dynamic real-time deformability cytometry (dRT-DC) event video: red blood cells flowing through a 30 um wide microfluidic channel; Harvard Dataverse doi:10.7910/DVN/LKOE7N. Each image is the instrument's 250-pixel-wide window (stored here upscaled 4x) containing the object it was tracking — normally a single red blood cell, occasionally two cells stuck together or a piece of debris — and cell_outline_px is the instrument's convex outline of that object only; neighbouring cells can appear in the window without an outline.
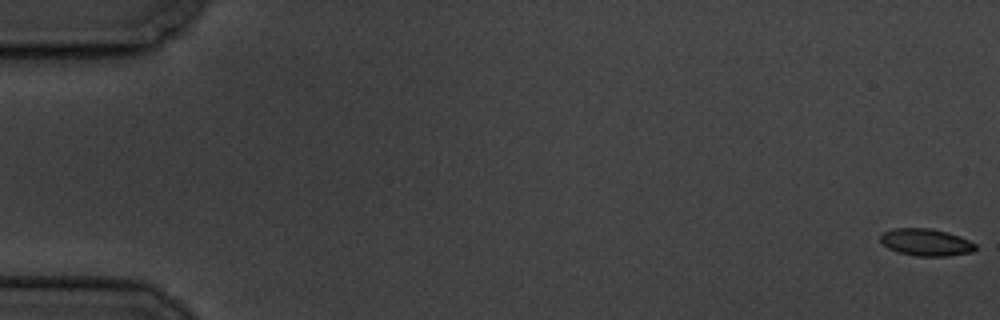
{"species": "common noctule bat (a hibernating species)", "species_latin": "Nyctalus noctula", "temperature_condition": "cold", "stored_images_in_passage": 7, "camera_frame_rate_fps": 3000, "um_per_image_px": 0.085, "animal": {"sex": "male", "body_mass_g": 19.5, "forearm_length_mm": 54.6}, "frame": {"image": 1, "passage_image": 1, "time_ms": 0.0, "image_size_px": [1000, 320], "cell_outline_px": [[976, 248], [972, 252], [944, 256], [916, 256], [900, 252], [888, 248], [880, 244], [880, 236], [884, 232], [892, 228], [932, 228], [948, 232], [960, 236], [976, 244]], "centroid_in_image_um": [78.69, 20.58], "position_along_channel_um": 6.3, "area_um2": 15.09}}
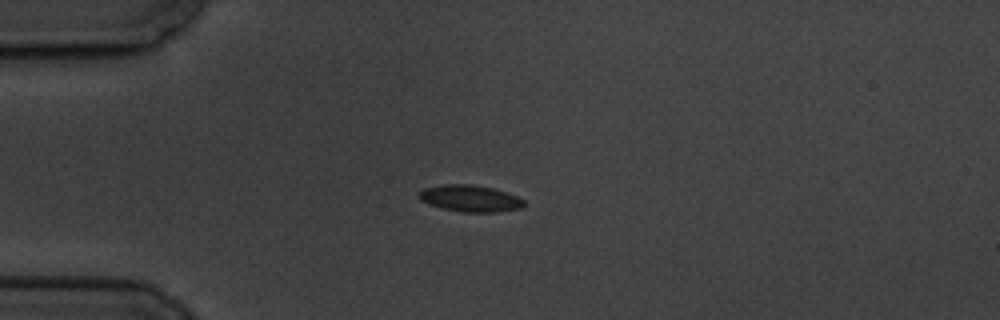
{"frame": {"image": 2, "passage_image": 5, "time_ms": 5.0, "image_size_px": [1000, 320], "cell_outline_px": [[524, 208], [496, 212], [464, 212], [444, 208], [420, 200], [420, 192], [424, 188], [444, 184], [472, 184], [492, 188], [516, 196], [524, 200]], "centroid_in_image_um": [40.0, 16.86], "position_along_channel_um": 45.0, "area_um2": 16.01}}
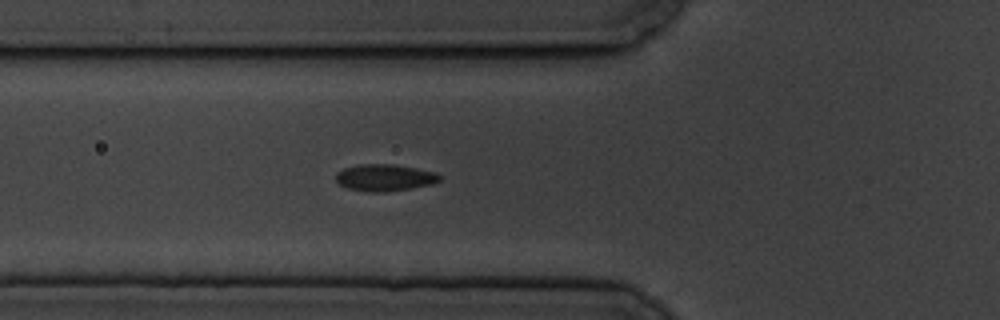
{"frame": {"image": 3, "passage_image": 7, "time_ms": 7.0, "image_size_px": [1000, 320], "cell_outline_px": [[440, 180], [432, 184], [388, 192], [368, 192], [348, 188], [340, 184], [336, 180], [336, 172], [344, 168], [356, 164], [392, 164], [416, 168], [436, 172], [440, 176]], "centroid_in_image_um": [32.68, 15.09], "position_along_channel_um": 93.1, "area_um2": 16.24}}